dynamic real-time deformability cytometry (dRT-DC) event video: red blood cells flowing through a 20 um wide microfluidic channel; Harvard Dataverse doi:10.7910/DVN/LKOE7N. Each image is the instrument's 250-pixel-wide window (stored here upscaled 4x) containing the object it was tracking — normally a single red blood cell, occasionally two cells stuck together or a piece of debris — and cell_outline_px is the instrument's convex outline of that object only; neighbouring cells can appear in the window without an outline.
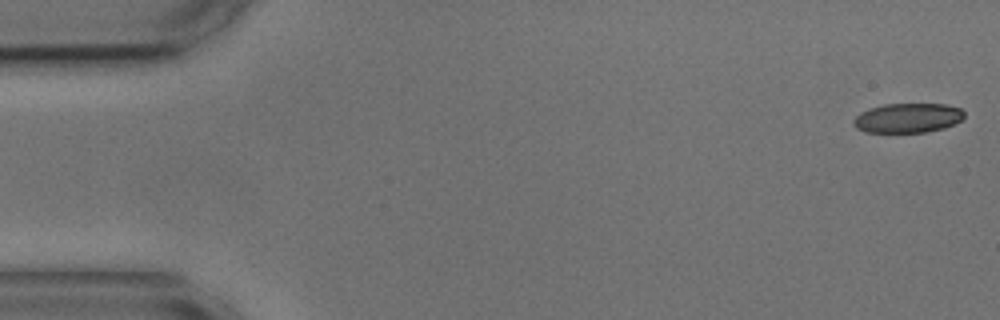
{"species": "common noctule bat (a hibernating species)", "species_latin": "Nyctalus noctula", "temperature_condition": "cold", "stored_images_in_passage": 5, "camera_frame_rate_fps": 3000, "um_per_image_px": 0.085, "animal": {"sex": "male", "body_mass_g": 17.9, "forearm_length_mm": 54.2}, "frame": {"image": 1, "passage_image": 1, "time_ms": 0.0, "image_size_px": [1000, 320], "cell_outline_px": [[964, 116], [960, 120], [944, 128], [924, 132], [864, 132], [856, 128], [852, 124], [852, 120], [860, 112], [868, 108], [884, 104], [948, 104], [960, 108], [964, 112]], "centroid_in_image_um": [77.11, 10.02], "position_along_channel_um": 7.9, "area_um2": 19.13}}
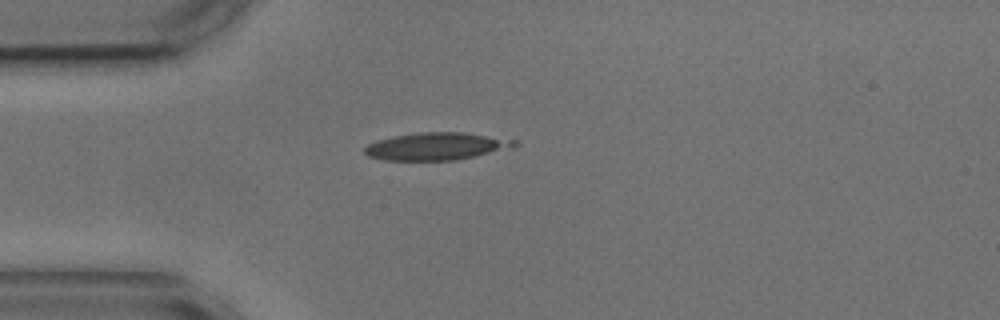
{"frame": {"image": 2, "passage_image": 4, "time_ms": 4.333, "image_size_px": [1000, 320], "cell_outline_px": [[520, 144], [516, 148], [456, 160], [384, 160], [368, 156], [364, 152], [364, 148], [368, 144], [376, 140], [392, 136], [420, 132], [464, 132], [520, 140]], "centroid_in_image_um": [37.19, 12.43], "position_along_channel_um": 47.8, "area_um2": 24.45}}